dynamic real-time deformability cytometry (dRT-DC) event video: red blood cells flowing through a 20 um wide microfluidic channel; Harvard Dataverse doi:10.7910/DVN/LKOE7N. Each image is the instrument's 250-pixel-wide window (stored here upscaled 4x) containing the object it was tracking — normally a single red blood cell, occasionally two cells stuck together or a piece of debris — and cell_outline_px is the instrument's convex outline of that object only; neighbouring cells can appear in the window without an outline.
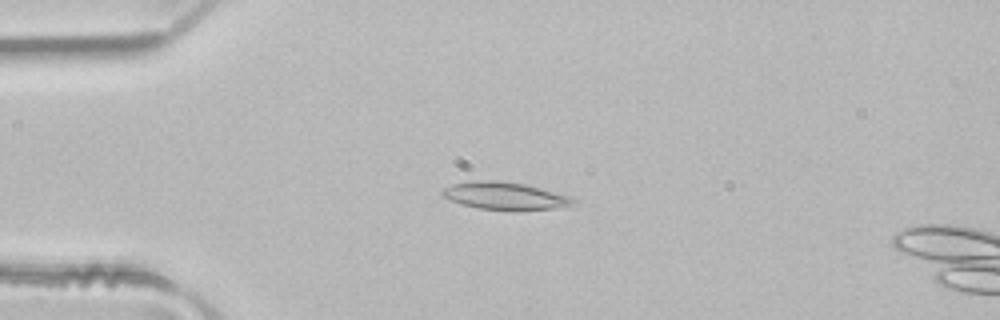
{"species": "common noctule bat (a hibernating species)", "species_latin": "Nyctalus noctula", "temperature_condition": "room temperature", "stored_images_in_passage": 4, "camera_frame_rate_fps": 3000, "um_per_image_px": 0.085, "animal": {"sex": "male", "body_mass_g": 21.5, "forearm_length_mm": 52.0}, "frame": {"image": 1, "passage_image": 3, "time_ms": 0.667, "image_size_px": [1000, 320], "cell_outline_px": [[576, 200], [572, 204], [552, 208], [480, 208], [448, 200], [440, 192], [444, 188], [452, 184], [476, 180], [496, 180], [524, 184], [576, 196]], "centroid_in_image_um": [42.92, 16.6], "position_along_channel_um": 42.1, "area_um2": 20.29}}